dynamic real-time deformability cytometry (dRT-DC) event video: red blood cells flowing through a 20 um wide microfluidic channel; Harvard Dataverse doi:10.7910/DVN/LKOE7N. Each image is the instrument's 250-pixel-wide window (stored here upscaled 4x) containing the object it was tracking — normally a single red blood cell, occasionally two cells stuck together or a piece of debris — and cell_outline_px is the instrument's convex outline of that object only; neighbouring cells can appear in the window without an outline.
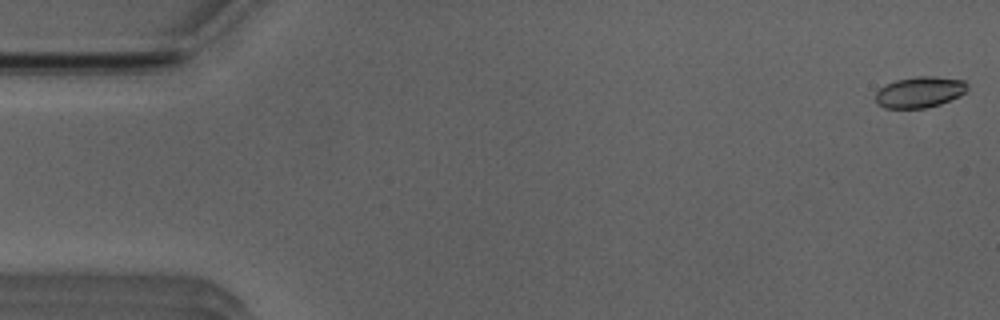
{"species": "Egyptian fruit bat (a non-hibernating species)", "species_latin": "Rousettus aegyptiacus", "temperature_condition": "room temperature", "stored_images_in_passage": 18, "camera_frame_rate_fps": 3000, "um_per_image_px": 0.085, "animal": {"sex": "male"}, "frame": {"image": 1, "passage_image": 1, "time_ms": 0.0, "image_size_px": [1000, 320], "cell_outline_px": [[968, 88], [960, 96], [940, 104], [924, 108], [884, 108], [876, 104], [876, 92], [880, 88], [896, 80], [916, 76], [932, 76], [964, 80], [968, 84]], "centroid_in_image_um": [78.18, 7.83], "position_along_channel_um": 6.8, "area_um2": 16.59}}
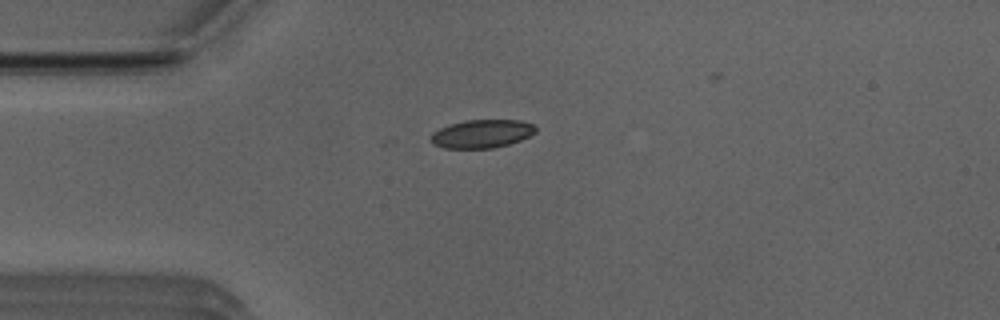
{"frame": {"image": 2, "passage_image": 13, "time_ms": 4.0, "image_size_px": [1000, 320], "cell_outline_px": [[536, 132], [520, 140], [508, 144], [492, 148], [444, 148], [432, 144], [432, 132], [448, 124], [464, 120], [516, 120], [532, 124], [536, 128]], "centroid_in_image_um": [40.92, 11.37], "position_along_channel_um": 44.1, "area_um2": 17.17}}